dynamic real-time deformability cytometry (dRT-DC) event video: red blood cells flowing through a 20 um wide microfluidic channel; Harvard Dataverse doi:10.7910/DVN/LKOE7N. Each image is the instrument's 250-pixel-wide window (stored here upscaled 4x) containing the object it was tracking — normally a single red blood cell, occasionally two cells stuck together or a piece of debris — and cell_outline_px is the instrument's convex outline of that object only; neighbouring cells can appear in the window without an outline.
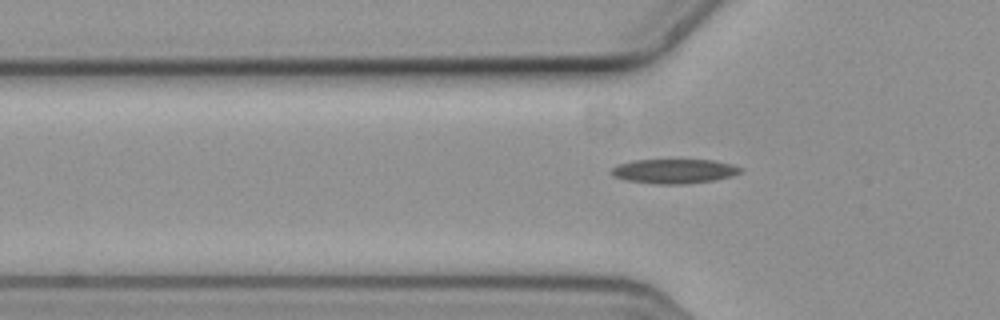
{"species": "common noctule bat (a hibernating species)", "species_latin": "Nyctalus noctula", "temperature_condition": "cold", "stored_images_in_passage": 4, "camera_frame_rate_fps": 3000, "um_per_image_px": 0.085, "animal": {"sex": "female", "body_mass_g": 19.3, "forearm_length_mm": 54.1}, "frame": {"image": 1, "passage_image": 4, "time_ms": 1.0, "image_size_px": [1000, 320], "cell_outline_px": [[744, 172], [732, 176], [712, 180], [684, 184], [660, 184], [628, 180], [612, 176], [612, 168], [616, 164], [632, 160], [712, 160], [732, 164], [744, 168]], "centroid_in_image_um": [57.34, 14.54], "position_along_channel_um": 68.5, "area_um2": 18.38}}